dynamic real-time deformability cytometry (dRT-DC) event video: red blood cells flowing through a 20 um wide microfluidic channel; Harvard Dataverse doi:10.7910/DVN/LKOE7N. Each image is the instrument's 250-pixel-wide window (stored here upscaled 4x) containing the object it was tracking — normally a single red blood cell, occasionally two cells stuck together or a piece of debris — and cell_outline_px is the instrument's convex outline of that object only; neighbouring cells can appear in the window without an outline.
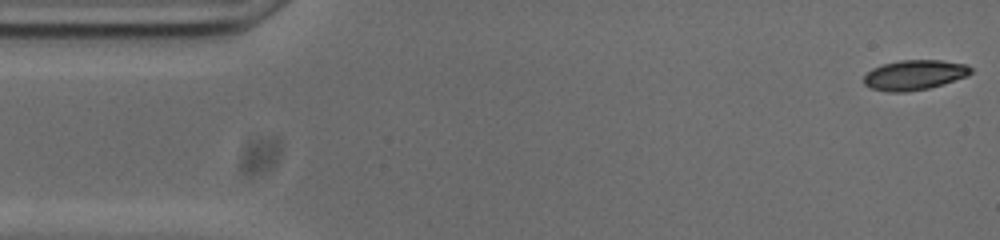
{"species": "common noctule bat (a hibernating species)", "species_latin": "Nyctalus noctula", "temperature_condition": "cold", "stored_images_in_passage": 53, "camera_frame_rate_fps": 3000, "um_per_image_px": 0.085, "animal": {"sex": "male", "body_mass_g": 20.0, "forearm_length_mm": 53.3}, "frame": {"image": 1, "passage_image": 1, "time_ms": 0.0, "image_size_px": [1000, 240], "cell_outline_px": [[972, 72], [968, 76], [944, 84], [928, 88], [904, 92], [888, 92], [872, 88], [864, 84], [864, 76], [872, 68], [884, 64], [900, 60], [940, 60], [968, 64], [972, 68]], "centroid_in_image_um": [77.76, 6.37], "position_along_channel_um": 7.2, "area_um2": 18.73}}
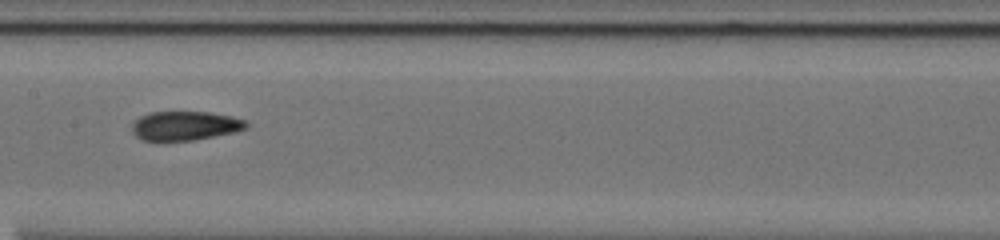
{"frame": {"image": 2, "passage_image": 25, "time_ms": 8.0, "image_size_px": [1000, 240], "cell_outline_px": [[248, 128], [232, 132], [192, 140], [144, 140], [136, 136], [132, 132], [132, 124], [140, 116], [148, 112], [208, 112], [232, 116], [248, 120]], "centroid_in_image_um": [15.74, 10.67], "position_along_channel_um": 191.7, "area_um2": 19.25}}
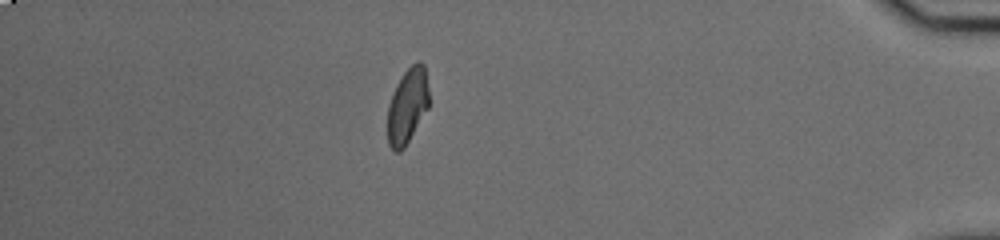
{"frame": {"image": 3, "passage_image": 46, "time_ms": 15.0, "image_size_px": [1000, 240], "cell_outline_px": [[428, 108], [404, 148], [400, 152], [396, 152], [388, 144], [388, 104], [396, 84], [404, 72], [416, 60], [420, 60], [424, 64], [428, 88]], "centroid_in_image_um": [34.63, 8.98], "position_along_channel_um": 400.6, "area_um2": 18.09}, "authors_computed_cell_mechanics": {"area_um2": 19.1896, "velocity_mm_per_s": 3.7512, "shape_relaxation_time_tau1_ms": 8.1506, "shape_relaxation_time_tau2_ms": 2.9016, "deformation_change_tau1": 0.2257, "deformation_change_tau2": 0.0645}}